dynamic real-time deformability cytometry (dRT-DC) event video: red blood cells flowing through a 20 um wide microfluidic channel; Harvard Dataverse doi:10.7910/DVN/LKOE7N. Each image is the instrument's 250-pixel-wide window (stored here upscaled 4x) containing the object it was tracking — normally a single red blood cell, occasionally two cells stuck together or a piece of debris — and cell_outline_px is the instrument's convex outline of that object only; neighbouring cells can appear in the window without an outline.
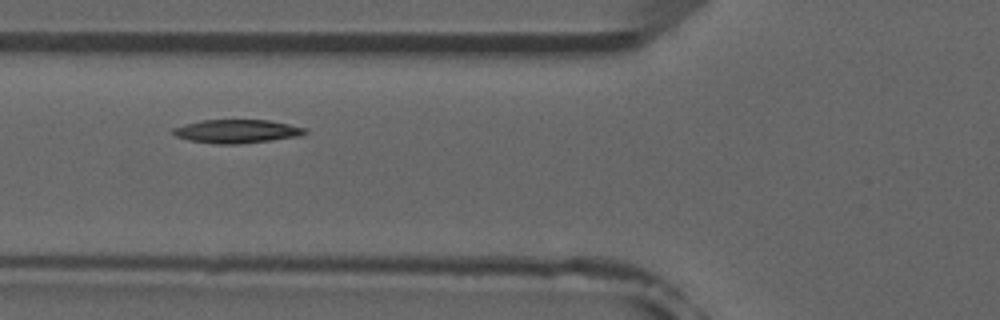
{"species": "common noctule bat (a hibernating species)", "species_latin": "Nyctalus noctula", "temperature_condition": "room temperature", "stored_images_in_passage": 8, "camera_frame_rate_fps": 3000, "um_per_image_px": 0.085, "animal": {"sex": "male", "forearm_length_mm": 52.5}, "frame": {"image": 1, "passage_image": 5, "time_ms": 4.667, "image_size_px": [1000, 320], "cell_outline_px": [[308, 132], [300, 136], [272, 140], [236, 144], [216, 144], [188, 140], [176, 136], [172, 132], [172, 128], [184, 124], [200, 120], [268, 120], [308, 128]], "centroid_in_image_um": [20.13, 11.16], "position_along_channel_um": 105.7, "area_um2": 18.15}}
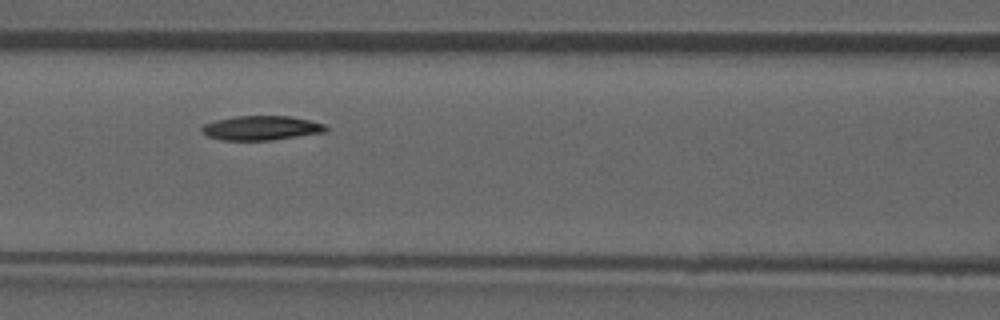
{"frame": {"image": 2, "passage_image": 6, "time_ms": 5.667, "image_size_px": [1000, 320], "cell_outline_px": [[328, 128], [324, 132], [272, 140], [220, 140], [208, 136], [200, 132], [200, 128], [204, 124], [216, 120], [236, 116], [288, 116], [308, 120], [324, 124]], "centroid_in_image_um": [22.15, 10.88], "position_along_channel_um": 144.4, "area_um2": 17.51}}